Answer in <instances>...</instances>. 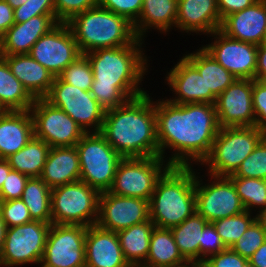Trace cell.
I'll list each match as a JSON object with an SVG mask.
<instances>
[{"label":"cell","mask_w":266,"mask_h":267,"mask_svg":"<svg viewBox=\"0 0 266 267\" xmlns=\"http://www.w3.org/2000/svg\"><path fill=\"white\" fill-rule=\"evenodd\" d=\"M155 116L159 157L163 159L168 146L178 151L169 158V166L188 167L189 158L203 163L220 129L215 104L165 100L155 105Z\"/></svg>","instance_id":"6da1fadb"},{"label":"cell","mask_w":266,"mask_h":267,"mask_svg":"<svg viewBox=\"0 0 266 267\" xmlns=\"http://www.w3.org/2000/svg\"><path fill=\"white\" fill-rule=\"evenodd\" d=\"M141 41L137 38L131 45L101 48L84 54L94 76L90 92L105 111L146 93L137 87L147 70L146 58L139 50Z\"/></svg>","instance_id":"7a4b0ae2"},{"label":"cell","mask_w":266,"mask_h":267,"mask_svg":"<svg viewBox=\"0 0 266 267\" xmlns=\"http://www.w3.org/2000/svg\"><path fill=\"white\" fill-rule=\"evenodd\" d=\"M149 94L107 110L101 134L122 158L159 156L155 105Z\"/></svg>","instance_id":"3957f363"},{"label":"cell","mask_w":266,"mask_h":267,"mask_svg":"<svg viewBox=\"0 0 266 267\" xmlns=\"http://www.w3.org/2000/svg\"><path fill=\"white\" fill-rule=\"evenodd\" d=\"M195 172L191 166H170L158 179L149 200V219L170 229L196 212Z\"/></svg>","instance_id":"277c9868"},{"label":"cell","mask_w":266,"mask_h":267,"mask_svg":"<svg viewBox=\"0 0 266 267\" xmlns=\"http://www.w3.org/2000/svg\"><path fill=\"white\" fill-rule=\"evenodd\" d=\"M67 24L81 54L131 45L137 39L132 23L99 4L74 16Z\"/></svg>","instance_id":"5b68a950"},{"label":"cell","mask_w":266,"mask_h":267,"mask_svg":"<svg viewBox=\"0 0 266 267\" xmlns=\"http://www.w3.org/2000/svg\"><path fill=\"white\" fill-rule=\"evenodd\" d=\"M265 136L266 132L256 126L220 128L203 161L209 163L210 175H232Z\"/></svg>","instance_id":"8992f818"},{"label":"cell","mask_w":266,"mask_h":267,"mask_svg":"<svg viewBox=\"0 0 266 267\" xmlns=\"http://www.w3.org/2000/svg\"><path fill=\"white\" fill-rule=\"evenodd\" d=\"M75 146L79 154L80 181L100 193L108 191L123 158L100 132H87Z\"/></svg>","instance_id":"52a82bcc"},{"label":"cell","mask_w":266,"mask_h":267,"mask_svg":"<svg viewBox=\"0 0 266 267\" xmlns=\"http://www.w3.org/2000/svg\"><path fill=\"white\" fill-rule=\"evenodd\" d=\"M99 196L97 189L82 181L51 189L52 224L96 225Z\"/></svg>","instance_id":"ba28073f"},{"label":"cell","mask_w":266,"mask_h":267,"mask_svg":"<svg viewBox=\"0 0 266 267\" xmlns=\"http://www.w3.org/2000/svg\"><path fill=\"white\" fill-rule=\"evenodd\" d=\"M159 156L144 158H123L116 170L110 193L124 197H138L150 200L158 179L170 166H163ZM162 170V171H161Z\"/></svg>","instance_id":"9c48e42d"},{"label":"cell","mask_w":266,"mask_h":267,"mask_svg":"<svg viewBox=\"0 0 266 267\" xmlns=\"http://www.w3.org/2000/svg\"><path fill=\"white\" fill-rule=\"evenodd\" d=\"M46 101L62 109L86 133L87 127L94 126L93 131L101 132L105 109L96 101L90 91H84L74 85L64 82L59 76L55 77Z\"/></svg>","instance_id":"30bf717a"},{"label":"cell","mask_w":266,"mask_h":267,"mask_svg":"<svg viewBox=\"0 0 266 267\" xmlns=\"http://www.w3.org/2000/svg\"><path fill=\"white\" fill-rule=\"evenodd\" d=\"M29 111L33 119L34 137L51 148L73 147L86 134L69 115L44 98L35 99Z\"/></svg>","instance_id":"8fae6325"},{"label":"cell","mask_w":266,"mask_h":267,"mask_svg":"<svg viewBox=\"0 0 266 267\" xmlns=\"http://www.w3.org/2000/svg\"><path fill=\"white\" fill-rule=\"evenodd\" d=\"M51 224L33 220L7 228L4 246L0 252V265L11 267L27 263L41 264Z\"/></svg>","instance_id":"7c38bea8"},{"label":"cell","mask_w":266,"mask_h":267,"mask_svg":"<svg viewBox=\"0 0 266 267\" xmlns=\"http://www.w3.org/2000/svg\"><path fill=\"white\" fill-rule=\"evenodd\" d=\"M86 230L83 225L51 224L42 267H85Z\"/></svg>","instance_id":"4fadbf2b"},{"label":"cell","mask_w":266,"mask_h":267,"mask_svg":"<svg viewBox=\"0 0 266 267\" xmlns=\"http://www.w3.org/2000/svg\"><path fill=\"white\" fill-rule=\"evenodd\" d=\"M29 55L58 77L82 54L68 24L58 23L36 41Z\"/></svg>","instance_id":"5bb4252c"},{"label":"cell","mask_w":266,"mask_h":267,"mask_svg":"<svg viewBox=\"0 0 266 267\" xmlns=\"http://www.w3.org/2000/svg\"><path fill=\"white\" fill-rule=\"evenodd\" d=\"M211 176L216 182L200 187L195 175L196 213L208 222H214L244 212L233 182L227 176Z\"/></svg>","instance_id":"9a60e30c"},{"label":"cell","mask_w":266,"mask_h":267,"mask_svg":"<svg viewBox=\"0 0 266 267\" xmlns=\"http://www.w3.org/2000/svg\"><path fill=\"white\" fill-rule=\"evenodd\" d=\"M149 220V201L138 197H124L101 192L96 225L118 232Z\"/></svg>","instance_id":"2e32d148"},{"label":"cell","mask_w":266,"mask_h":267,"mask_svg":"<svg viewBox=\"0 0 266 267\" xmlns=\"http://www.w3.org/2000/svg\"><path fill=\"white\" fill-rule=\"evenodd\" d=\"M252 90L253 79H236L216 98L220 128L255 126Z\"/></svg>","instance_id":"e0dca14e"},{"label":"cell","mask_w":266,"mask_h":267,"mask_svg":"<svg viewBox=\"0 0 266 267\" xmlns=\"http://www.w3.org/2000/svg\"><path fill=\"white\" fill-rule=\"evenodd\" d=\"M213 44L203 47L213 58L237 79H255L258 45L228 37L220 29Z\"/></svg>","instance_id":"ac0fdd59"},{"label":"cell","mask_w":266,"mask_h":267,"mask_svg":"<svg viewBox=\"0 0 266 267\" xmlns=\"http://www.w3.org/2000/svg\"><path fill=\"white\" fill-rule=\"evenodd\" d=\"M220 30L233 39L261 45L266 41V0H257L242 11L228 15Z\"/></svg>","instance_id":"d6986e66"},{"label":"cell","mask_w":266,"mask_h":267,"mask_svg":"<svg viewBox=\"0 0 266 267\" xmlns=\"http://www.w3.org/2000/svg\"><path fill=\"white\" fill-rule=\"evenodd\" d=\"M85 261V267H131L124 257L117 232L97 225L87 227Z\"/></svg>","instance_id":"ffe728a7"},{"label":"cell","mask_w":266,"mask_h":267,"mask_svg":"<svg viewBox=\"0 0 266 267\" xmlns=\"http://www.w3.org/2000/svg\"><path fill=\"white\" fill-rule=\"evenodd\" d=\"M168 73V84L177 99L169 100L173 104L209 103L215 104L216 96L206 92V83L198 70L183 57Z\"/></svg>","instance_id":"44dd1931"},{"label":"cell","mask_w":266,"mask_h":267,"mask_svg":"<svg viewBox=\"0 0 266 267\" xmlns=\"http://www.w3.org/2000/svg\"><path fill=\"white\" fill-rule=\"evenodd\" d=\"M57 24L55 15H39L14 23L0 38V55L29 54L36 41Z\"/></svg>","instance_id":"7402d4cb"},{"label":"cell","mask_w":266,"mask_h":267,"mask_svg":"<svg viewBox=\"0 0 266 267\" xmlns=\"http://www.w3.org/2000/svg\"><path fill=\"white\" fill-rule=\"evenodd\" d=\"M221 24L217 0H178L176 27L181 30L212 34Z\"/></svg>","instance_id":"603a6c76"},{"label":"cell","mask_w":266,"mask_h":267,"mask_svg":"<svg viewBox=\"0 0 266 267\" xmlns=\"http://www.w3.org/2000/svg\"><path fill=\"white\" fill-rule=\"evenodd\" d=\"M34 138L29 110L5 111L0 115V159H7Z\"/></svg>","instance_id":"cb8c5ba5"},{"label":"cell","mask_w":266,"mask_h":267,"mask_svg":"<svg viewBox=\"0 0 266 267\" xmlns=\"http://www.w3.org/2000/svg\"><path fill=\"white\" fill-rule=\"evenodd\" d=\"M8 63L12 74L34 98H44L54 82V75L29 54L0 55Z\"/></svg>","instance_id":"d4e9b609"},{"label":"cell","mask_w":266,"mask_h":267,"mask_svg":"<svg viewBox=\"0 0 266 267\" xmlns=\"http://www.w3.org/2000/svg\"><path fill=\"white\" fill-rule=\"evenodd\" d=\"M40 178L51 189L80 181V162L76 146L51 148Z\"/></svg>","instance_id":"484cf974"},{"label":"cell","mask_w":266,"mask_h":267,"mask_svg":"<svg viewBox=\"0 0 266 267\" xmlns=\"http://www.w3.org/2000/svg\"><path fill=\"white\" fill-rule=\"evenodd\" d=\"M182 256L170 229L154 227L151 233L149 252L141 267H189Z\"/></svg>","instance_id":"4316f807"},{"label":"cell","mask_w":266,"mask_h":267,"mask_svg":"<svg viewBox=\"0 0 266 267\" xmlns=\"http://www.w3.org/2000/svg\"><path fill=\"white\" fill-rule=\"evenodd\" d=\"M178 0H143L139 20L133 24L135 35L142 40L147 27H155L164 32L171 25L176 27Z\"/></svg>","instance_id":"83f0119b"},{"label":"cell","mask_w":266,"mask_h":267,"mask_svg":"<svg viewBox=\"0 0 266 267\" xmlns=\"http://www.w3.org/2000/svg\"><path fill=\"white\" fill-rule=\"evenodd\" d=\"M154 227L155 224L149 219L117 232L124 257L131 267L142 266L145 263Z\"/></svg>","instance_id":"f1b7e54d"},{"label":"cell","mask_w":266,"mask_h":267,"mask_svg":"<svg viewBox=\"0 0 266 267\" xmlns=\"http://www.w3.org/2000/svg\"><path fill=\"white\" fill-rule=\"evenodd\" d=\"M201 74L206 83V92L218 97L237 78L220 65L204 48L184 56Z\"/></svg>","instance_id":"f546056e"},{"label":"cell","mask_w":266,"mask_h":267,"mask_svg":"<svg viewBox=\"0 0 266 267\" xmlns=\"http://www.w3.org/2000/svg\"><path fill=\"white\" fill-rule=\"evenodd\" d=\"M207 223L206 219L195 212L181 224L170 228L180 253L191 265H200L199 241Z\"/></svg>","instance_id":"4dcf8cb0"},{"label":"cell","mask_w":266,"mask_h":267,"mask_svg":"<svg viewBox=\"0 0 266 267\" xmlns=\"http://www.w3.org/2000/svg\"><path fill=\"white\" fill-rule=\"evenodd\" d=\"M34 98L12 74L6 60L0 56V105L5 111L30 110Z\"/></svg>","instance_id":"1f68e13d"},{"label":"cell","mask_w":266,"mask_h":267,"mask_svg":"<svg viewBox=\"0 0 266 267\" xmlns=\"http://www.w3.org/2000/svg\"><path fill=\"white\" fill-rule=\"evenodd\" d=\"M50 149L51 147L43 140L34 137L7 160L12 170L29 177H40Z\"/></svg>","instance_id":"d6a6232c"},{"label":"cell","mask_w":266,"mask_h":267,"mask_svg":"<svg viewBox=\"0 0 266 267\" xmlns=\"http://www.w3.org/2000/svg\"><path fill=\"white\" fill-rule=\"evenodd\" d=\"M21 199L33 220L52 223L51 188L40 177L28 179Z\"/></svg>","instance_id":"836d02e7"},{"label":"cell","mask_w":266,"mask_h":267,"mask_svg":"<svg viewBox=\"0 0 266 267\" xmlns=\"http://www.w3.org/2000/svg\"><path fill=\"white\" fill-rule=\"evenodd\" d=\"M238 193L245 210L260 206V210L266 208V180L244 177H228Z\"/></svg>","instance_id":"e575fe53"},{"label":"cell","mask_w":266,"mask_h":267,"mask_svg":"<svg viewBox=\"0 0 266 267\" xmlns=\"http://www.w3.org/2000/svg\"><path fill=\"white\" fill-rule=\"evenodd\" d=\"M255 220L256 217L251 218L250 212L245 210L238 215L218 219L212 223L226 248H231Z\"/></svg>","instance_id":"d590c367"},{"label":"cell","mask_w":266,"mask_h":267,"mask_svg":"<svg viewBox=\"0 0 266 267\" xmlns=\"http://www.w3.org/2000/svg\"><path fill=\"white\" fill-rule=\"evenodd\" d=\"M227 177H244L266 180V136L254 148L237 168V170Z\"/></svg>","instance_id":"8d00e7d4"},{"label":"cell","mask_w":266,"mask_h":267,"mask_svg":"<svg viewBox=\"0 0 266 267\" xmlns=\"http://www.w3.org/2000/svg\"><path fill=\"white\" fill-rule=\"evenodd\" d=\"M59 77L64 82L74 85L84 91H90L94 81L90 62L84 54L69 64Z\"/></svg>","instance_id":"74e56055"},{"label":"cell","mask_w":266,"mask_h":267,"mask_svg":"<svg viewBox=\"0 0 266 267\" xmlns=\"http://www.w3.org/2000/svg\"><path fill=\"white\" fill-rule=\"evenodd\" d=\"M265 241L266 232L262 225L255 220L231 249L248 260Z\"/></svg>","instance_id":"f35d334b"},{"label":"cell","mask_w":266,"mask_h":267,"mask_svg":"<svg viewBox=\"0 0 266 267\" xmlns=\"http://www.w3.org/2000/svg\"><path fill=\"white\" fill-rule=\"evenodd\" d=\"M0 212L7 228L33 221L28 207L21 198L0 201Z\"/></svg>","instance_id":"ab89813d"},{"label":"cell","mask_w":266,"mask_h":267,"mask_svg":"<svg viewBox=\"0 0 266 267\" xmlns=\"http://www.w3.org/2000/svg\"><path fill=\"white\" fill-rule=\"evenodd\" d=\"M39 15H55L54 0H27L14 9L15 23H23Z\"/></svg>","instance_id":"60d3db41"},{"label":"cell","mask_w":266,"mask_h":267,"mask_svg":"<svg viewBox=\"0 0 266 267\" xmlns=\"http://www.w3.org/2000/svg\"><path fill=\"white\" fill-rule=\"evenodd\" d=\"M54 5L57 22L67 23L79 13L98 5V0H54Z\"/></svg>","instance_id":"b9f144b4"},{"label":"cell","mask_w":266,"mask_h":267,"mask_svg":"<svg viewBox=\"0 0 266 267\" xmlns=\"http://www.w3.org/2000/svg\"><path fill=\"white\" fill-rule=\"evenodd\" d=\"M98 4L134 24L140 16L143 0H98Z\"/></svg>","instance_id":"7bdbcfd3"},{"label":"cell","mask_w":266,"mask_h":267,"mask_svg":"<svg viewBox=\"0 0 266 267\" xmlns=\"http://www.w3.org/2000/svg\"><path fill=\"white\" fill-rule=\"evenodd\" d=\"M225 249L226 246L216 231L214 224L212 222H208L202 231L201 241H199L200 264L205 261V257L209 255L212 256Z\"/></svg>","instance_id":"ee69618b"},{"label":"cell","mask_w":266,"mask_h":267,"mask_svg":"<svg viewBox=\"0 0 266 267\" xmlns=\"http://www.w3.org/2000/svg\"><path fill=\"white\" fill-rule=\"evenodd\" d=\"M252 102L255 126L266 132V80H253Z\"/></svg>","instance_id":"f6af8a7d"},{"label":"cell","mask_w":266,"mask_h":267,"mask_svg":"<svg viewBox=\"0 0 266 267\" xmlns=\"http://www.w3.org/2000/svg\"><path fill=\"white\" fill-rule=\"evenodd\" d=\"M30 177L11 170L0 190V201L20 199Z\"/></svg>","instance_id":"bcb514c9"},{"label":"cell","mask_w":266,"mask_h":267,"mask_svg":"<svg viewBox=\"0 0 266 267\" xmlns=\"http://www.w3.org/2000/svg\"><path fill=\"white\" fill-rule=\"evenodd\" d=\"M248 260L233 251L231 248H226L221 252L214 254L205 259L200 267H244Z\"/></svg>","instance_id":"7dc6e473"},{"label":"cell","mask_w":266,"mask_h":267,"mask_svg":"<svg viewBox=\"0 0 266 267\" xmlns=\"http://www.w3.org/2000/svg\"><path fill=\"white\" fill-rule=\"evenodd\" d=\"M257 0H217V8L223 21L228 15L251 6Z\"/></svg>","instance_id":"c3c4849f"},{"label":"cell","mask_w":266,"mask_h":267,"mask_svg":"<svg viewBox=\"0 0 266 267\" xmlns=\"http://www.w3.org/2000/svg\"><path fill=\"white\" fill-rule=\"evenodd\" d=\"M14 23V9L5 0H0V38Z\"/></svg>","instance_id":"681fc988"},{"label":"cell","mask_w":266,"mask_h":267,"mask_svg":"<svg viewBox=\"0 0 266 267\" xmlns=\"http://www.w3.org/2000/svg\"><path fill=\"white\" fill-rule=\"evenodd\" d=\"M255 80H266V43L258 45Z\"/></svg>","instance_id":"f907efd6"},{"label":"cell","mask_w":266,"mask_h":267,"mask_svg":"<svg viewBox=\"0 0 266 267\" xmlns=\"http://www.w3.org/2000/svg\"><path fill=\"white\" fill-rule=\"evenodd\" d=\"M248 261L255 267H266V241L254 252Z\"/></svg>","instance_id":"816d5d0a"},{"label":"cell","mask_w":266,"mask_h":267,"mask_svg":"<svg viewBox=\"0 0 266 267\" xmlns=\"http://www.w3.org/2000/svg\"><path fill=\"white\" fill-rule=\"evenodd\" d=\"M12 170L7 159H0V190L7 175Z\"/></svg>","instance_id":"f5cc1de1"},{"label":"cell","mask_w":266,"mask_h":267,"mask_svg":"<svg viewBox=\"0 0 266 267\" xmlns=\"http://www.w3.org/2000/svg\"><path fill=\"white\" fill-rule=\"evenodd\" d=\"M6 229H7L6 224L3 220L1 212H0V252L2 251V248L4 246Z\"/></svg>","instance_id":"db71d44e"},{"label":"cell","mask_w":266,"mask_h":267,"mask_svg":"<svg viewBox=\"0 0 266 267\" xmlns=\"http://www.w3.org/2000/svg\"><path fill=\"white\" fill-rule=\"evenodd\" d=\"M260 213L256 215V220L262 225V228L266 232V208L259 211Z\"/></svg>","instance_id":"11a10c76"},{"label":"cell","mask_w":266,"mask_h":267,"mask_svg":"<svg viewBox=\"0 0 266 267\" xmlns=\"http://www.w3.org/2000/svg\"><path fill=\"white\" fill-rule=\"evenodd\" d=\"M13 9L23 5L27 0H5Z\"/></svg>","instance_id":"9f6ffc18"},{"label":"cell","mask_w":266,"mask_h":267,"mask_svg":"<svg viewBox=\"0 0 266 267\" xmlns=\"http://www.w3.org/2000/svg\"><path fill=\"white\" fill-rule=\"evenodd\" d=\"M244 267H255V266L251 264L249 261H247Z\"/></svg>","instance_id":"6f0895ef"},{"label":"cell","mask_w":266,"mask_h":267,"mask_svg":"<svg viewBox=\"0 0 266 267\" xmlns=\"http://www.w3.org/2000/svg\"><path fill=\"white\" fill-rule=\"evenodd\" d=\"M5 112V110L2 108V106L0 105V115L2 114V113H4Z\"/></svg>","instance_id":"680465c9"},{"label":"cell","mask_w":266,"mask_h":267,"mask_svg":"<svg viewBox=\"0 0 266 267\" xmlns=\"http://www.w3.org/2000/svg\"><path fill=\"white\" fill-rule=\"evenodd\" d=\"M190 267V266H189ZM191 267H200L199 265H191Z\"/></svg>","instance_id":"91938a15"}]
</instances>
